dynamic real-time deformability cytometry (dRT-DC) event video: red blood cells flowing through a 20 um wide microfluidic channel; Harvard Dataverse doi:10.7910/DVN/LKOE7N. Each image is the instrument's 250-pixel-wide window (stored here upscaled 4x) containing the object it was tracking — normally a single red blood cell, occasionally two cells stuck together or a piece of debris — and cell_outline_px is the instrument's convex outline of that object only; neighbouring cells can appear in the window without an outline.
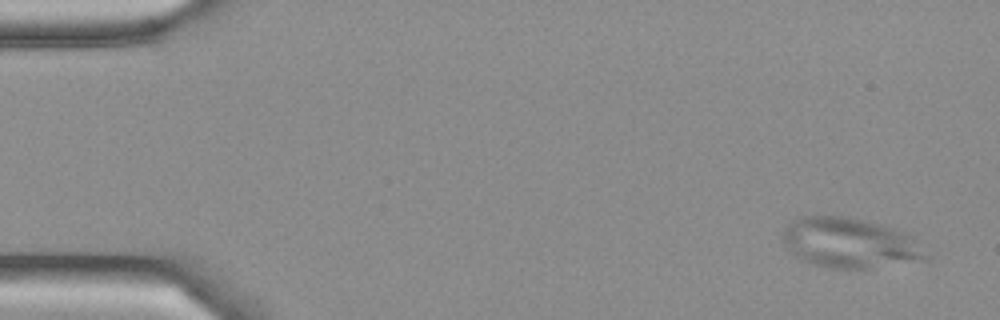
{"species": "Egyptian fruit bat (a non-hibernating species)", "species_latin": "Rousettus aegyptiacus", "temperature_condition": "cold", "stored_images_in_passage": 4, "camera_frame_rate_fps": 3000, "um_per_image_px": 0.085, "frame": {"image": 1, "passage_image": 1, "time_ms": 0.0, "image_size_px": [1000, 320], "cell_outline_px": [[932, 256], [928, 260], [868, 268], [828, 268], [804, 260], [792, 252], [784, 240], [784, 228], [792, 220], [804, 216], [840, 216], [880, 224], [904, 232]], "centroid_in_image_um": [72.28, 20.66], "position_along_channel_um": 12.7, "area_um2": 41.04}}